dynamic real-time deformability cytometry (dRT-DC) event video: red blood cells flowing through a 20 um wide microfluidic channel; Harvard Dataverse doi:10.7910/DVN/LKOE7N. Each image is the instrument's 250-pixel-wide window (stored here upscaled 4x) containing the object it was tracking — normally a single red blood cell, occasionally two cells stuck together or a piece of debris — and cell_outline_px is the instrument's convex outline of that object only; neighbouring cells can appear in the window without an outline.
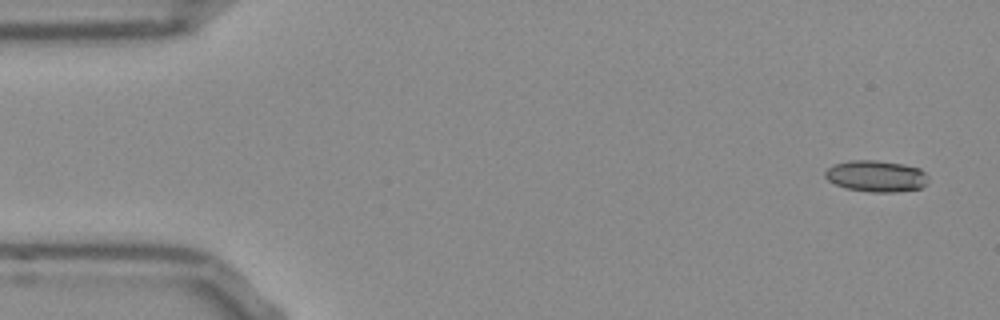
{"species": "Egyptian fruit bat (a non-hibernating species)", "species_latin": "Rousettus aegyptiacus", "temperature_condition": "room temperature", "stored_images_in_passage": 51, "camera_frame_rate_fps": 3000, "um_per_image_px": 0.085, "frame": {"image": 1, "passage_image": 1, "time_ms": 0.0, "image_size_px": [1000, 320], "cell_outline_px": [[928, 180], [920, 188], [896, 192], [868, 192], [844, 188], [828, 180], [824, 176], [824, 172], [832, 164], [848, 160], [876, 160], [904, 164], [920, 168], [928, 176]], "centroid_in_image_um": [74.44, 14.96], "position_along_channel_um": 10.6, "area_um2": 19.07}}
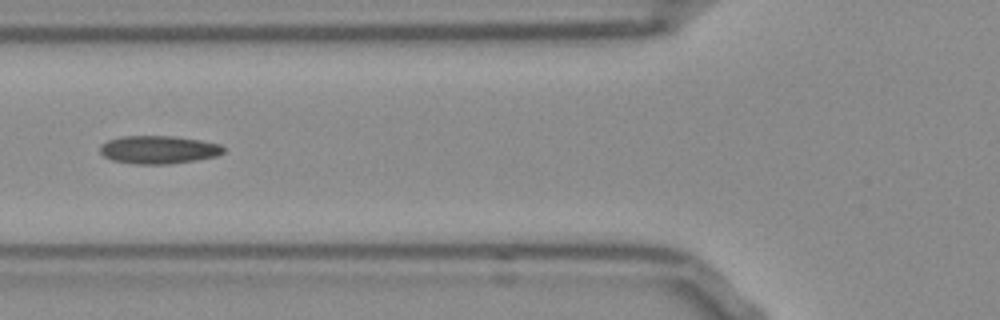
{"frame": {"image": 2, "passage_image": 18, "time_ms": 5.667, "image_size_px": [1000, 320], "cell_outline_px": [[224, 152], [216, 156], [196, 160], [168, 164], [136, 164], [112, 160], [104, 156], [100, 152], [100, 144], [108, 140], [120, 136], [172, 136], [200, 140], [220, 144], [224, 148]], "centroid_in_image_um": [13.46, 12.72], "position_along_channel_um": 112.3, "area_um2": 20.17}}
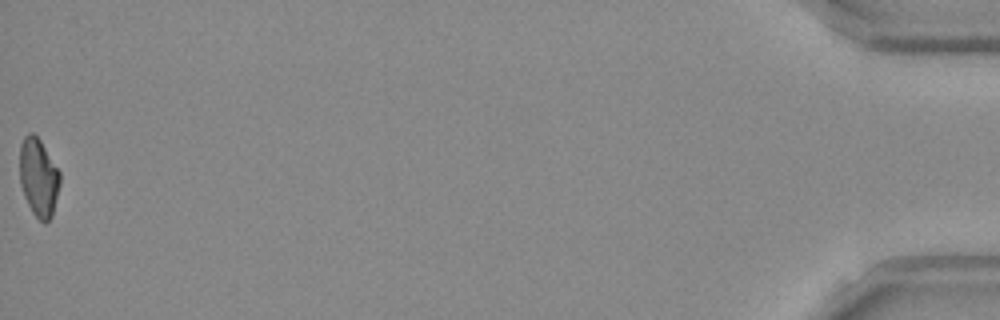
{"frame": {"image": 3, "passage_image": 51, "time_ms": 16.667, "image_size_px": [1000, 320], "cell_outline_px": [[60, 184], [52, 216], [44, 224], [32, 212], [24, 196], [20, 184], [20, 144], [24, 136], [28, 132], [32, 132], [40, 140], [60, 172]], "centroid_in_image_um": [3.27, 15.07], "position_along_channel_um": 431.9, "area_um2": 18.32}, "authors_computed_cell_mechanics": {"area_um2": 19.2474, "velocity_mm_per_s": 3.8753, "shape_relaxation_time_tau1_ms": null, "shape_relaxation_time_tau2_ms": 2.7216, "deformation_change_tau1": null, "deformation_change_tau2": 0.1093}}